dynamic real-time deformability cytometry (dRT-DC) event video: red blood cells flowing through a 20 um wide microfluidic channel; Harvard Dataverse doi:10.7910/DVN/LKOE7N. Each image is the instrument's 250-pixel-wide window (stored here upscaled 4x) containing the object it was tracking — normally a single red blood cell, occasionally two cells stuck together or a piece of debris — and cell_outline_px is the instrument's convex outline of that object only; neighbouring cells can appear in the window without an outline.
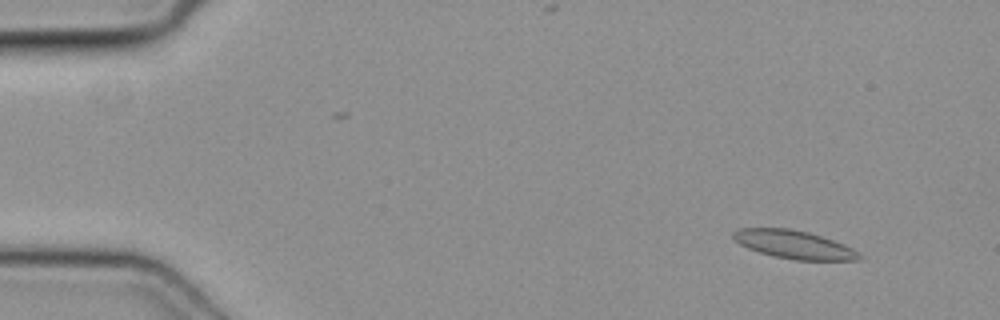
{"species": "common noctule bat (a hibernating species)", "species_latin": "Nyctalus noctula", "temperature_condition": "cold", "stored_images_in_passage": 46, "camera_frame_rate_fps": 3000, "um_per_image_px": 0.085, "animal": {"sex": "female", "body_mass_g": 19.3, "forearm_length_mm": 54.1}, "frame": {"image": 1, "passage_image": 2, "time_ms": 0.333, "image_size_px": [1000, 320], "cell_outline_px": [[864, 260], [796, 260], [776, 256], [760, 252], [748, 248], [740, 244], [732, 236], [732, 232], [736, 228], [788, 228], [808, 232], [844, 244], [860, 252], [864, 256]], "centroid_in_image_um": [67.53, 20.79], "position_along_channel_um": 17.5, "area_um2": 20.69}}
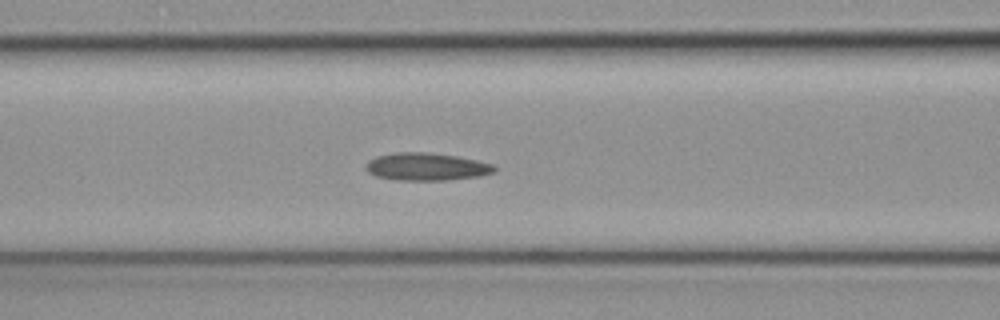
{"frame": {"image": 2, "passage_image": 18, "time_ms": 5.667, "image_size_px": [1000, 320], "cell_outline_px": [[496, 172], [480, 176], [444, 180], [396, 180], [376, 176], [368, 172], [364, 168], [364, 164], [368, 160], [376, 156], [396, 152], [424, 152], [456, 156], [496, 164]], "centroid_in_image_um": [36.24, 14.17], "position_along_channel_um": 130.4, "area_um2": 20.87}}
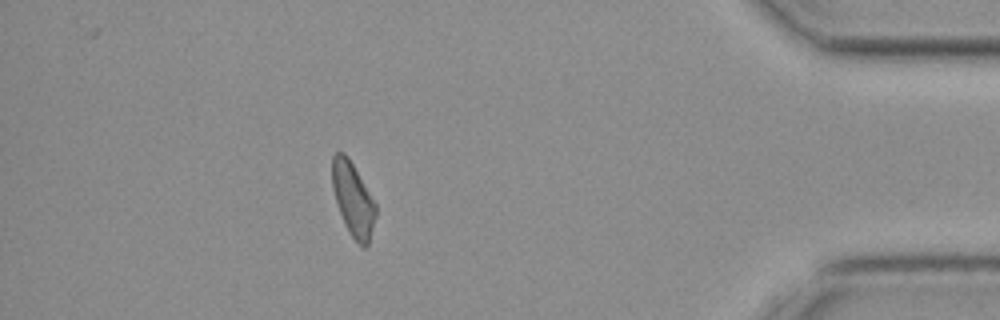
{"frame": {"image": 3, "passage_image": 41, "time_ms": 13.333, "image_size_px": [1000, 320], "cell_outline_px": [[376, 216], [368, 244], [364, 248], [352, 236], [344, 224], [332, 188], [332, 156], [336, 152], [344, 152], [348, 156], [376, 204]], "centroid_in_image_um": [30.0, 16.91], "position_along_channel_um": 405.2, "area_um2": 18.44}}